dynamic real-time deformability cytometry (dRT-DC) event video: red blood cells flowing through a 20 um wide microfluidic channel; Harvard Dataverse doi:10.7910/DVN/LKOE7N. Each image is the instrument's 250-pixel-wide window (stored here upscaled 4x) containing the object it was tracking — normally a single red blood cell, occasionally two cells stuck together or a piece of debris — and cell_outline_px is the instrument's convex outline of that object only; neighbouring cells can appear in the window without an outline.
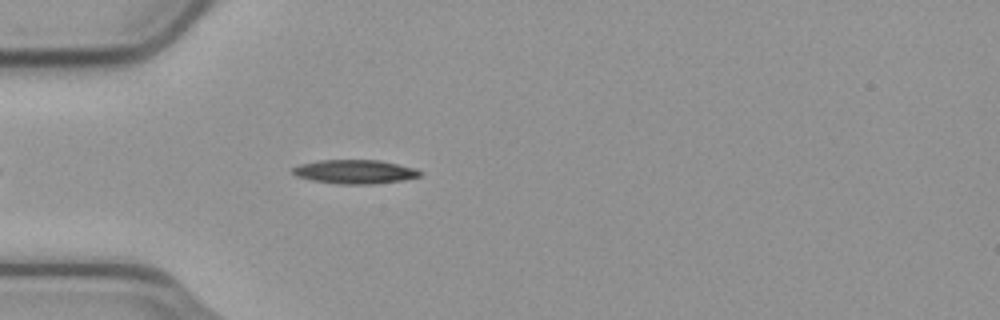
{"species": "common noctule bat (a hibernating species)", "species_latin": "Nyctalus noctula", "temperature_condition": "cold", "stored_images_in_passage": 10, "camera_frame_rate_fps": 3000, "um_per_image_px": 0.085, "animal": {"sex": "male", "body_mass_g": 23.1, "forearm_length_mm": 52.7}, "frame": {"image": 1, "passage_image": 6, "time_ms": 1.667, "image_size_px": [1000, 320], "cell_outline_px": [[420, 176], [404, 180], [372, 184], [340, 184], [312, 180], [296, 176], [292, 172], [292, 168], [300, 164], [320, 160], [380, 160], [416, 168], [420, 172]], "centroid_in_image_um": [30.16, 14.59], "position_along_channel_um": 54.8, "area_um2": 17.69}}
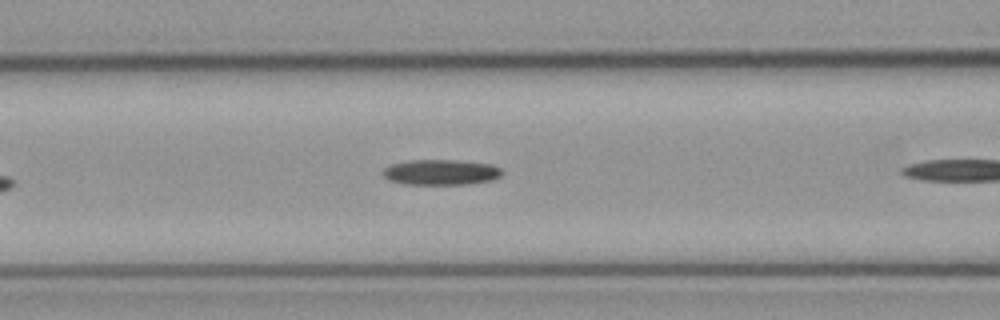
{"frame": {"image": 2, "passage_image": 9, "time_ms": 2.667, "image_size_px": [1000, 320], "cell_outline_px": [[504, 172], [500, 176], [492, 180], [468, 184], [404, 184], [388, 180], [380, 172], [384, 168], [392, 164], [412, 160], [456, 160], [492, 164], [500, 168]], "centroid_in_image_um": [37.48, 14.64], "position_along_channel_um": 129.1, "area_um2": 17.74}}